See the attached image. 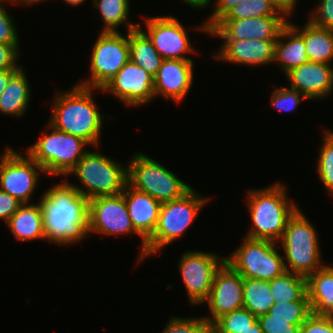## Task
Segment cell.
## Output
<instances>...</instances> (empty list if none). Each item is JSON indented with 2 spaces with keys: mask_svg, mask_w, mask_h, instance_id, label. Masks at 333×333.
Segmentation results:
<instances>
[{
  "mask_svg": "<svg viewBox=\"0 0 333 333\" xmlns=\"http://www.w3.org/2000/svg\"><path fill=\"white\" fill-rule=\"evenodd\" d=\"M275 44L276 40H223L213 58L247 67L264 66L274 62Z\"/></svg>",
  "mask_w": 333,
  "mask_h": 333,
  "instance_id": "obj_21",
  "label": "cell"
},
{
  "mask_svg": "<svg viewBox=\"0 0 333 333\" xmlns=\"http://www.w3.org/2000/svg\"><path fill=\"white\" fill-rule=\"evenodd\" d=\"M145 19L147 31L145 28L139 27L144 29L143 31L164 60H193L186 54L188 55L195 49L190 42L186 28L177 18L167 15Z\"/></svg>",
  "mask_w": 333,
  "mask_h": 333,
  "instance_id": "obj_14",
  "label": "cell"
},
{
  "mask_svg": "<svg viewBox=\"0 0 333 333\" xmlns=\"http://www.w3.org/2000/svg\"><path fill=\"white\" fill-rule=\"evenodd\" d=\"M244 237L241 245L226 257V262L243 278L271 281L286 271L276 242Z\"/></svg>",
  "mask_w": 333,
  "mask_h": 333,
  "instance_id": "obj_9",
  "label": "cell"
},
{
  "mask_svg": "<svg viewBox=\"0 0 333 333\" xmlns=\"http://www.w3.org/2000/svg\"><path fill=\"white\" fill-rule=\"evenodd\" d=\"M14 25L15 23L10 12H7L4 3H0V43L20 45L17 27Z\"/></svg>",
  "mask_w": 333,
  "mask_h": 333,
  "instance_id": "obj_39",
  "label": "cell"
},
{
  "mask_svg": "<svg viewBox=\"0 0 333 333\" xmlns=\"http://www.w3.org/2000/svg\"><path fill=\"white\" fill-rule=\"evenodd\" d=\"M91 232L108 236L139 235L131 223L123 193L88 200L87 236Z\"/></svg>",
  "mask_w": 333,
  "mask_h": 333,
  "instance_id": "obj_13",
  "label": "cell"
},
{
  "mask_svg": "<svg viewBox=\"0 0 333 333\" xmlns=\"http://www.w3.org/2000/svg\"><path fill=\"white\" fill-rule=\"evenodd\" d=\"M300 333H333V317L312 313L301 325Z\"/></svg>",
  "mask_w": 333,
  "mask_h": 333,
  "instance_id": "obj_41",
  "label": "cell"
},
{
  "mask_svg": "<svg viewBox=\"0 0 333 333\" xmlns=\"http://www.w3.org/2000/svg\"><path fill=\"white\" fill-rule=\"evenodd\" d=\"M257 321L263 333H300L301 325L305 322V320L270 319L268 313L257 317Z\"/></svg>",
  "mask_w": 333,
  "mask_h": 333,
  "instance_id": "obj_37",
  "label": "cell"
},
{
  "mask_svg": "<svg viewBox=\"0 0 333 333\" xmlns=\"http://www.w3.org/2000/svg\"><path fill=\"white\" fill-rule=\"evenodd\" d=\"M63 1H65L69 5L77 6V5H81L86 0H63Z\"/></svg>",
  "mask_w": 333,
  "mask_h": 333,
  "instance_id": "obj_49",
  "label": "cell"
},
{
  "mask_svg": "<svg viewBox=\"0 0 333 333\" xmlns=\"http://www.w3.org/2000/svg\"><path fill=\"white\" fill-rule=\"evenodd\" d=\"M312 313L333 317V267L325 264L307 277Z\"/></svg>",
  "mask_w": 333,
  "mask_h": 333,
  "instance_id": "obj_24",
  "label": "cell"
},
{
  "mask_svg": "<svg viewBox=\"0 0 333 333\" xmlns=\"http://www.w3.org/2000/svg\"><path fill=\"white\" fill-rule=\"evenodd\" d=\"M19 54V45L0 43V70L15 69L19 65Z\"/></svg>",
  "mask_w": 333,
  "mask_h": 333,
  "instance_id": "obj_42",
  "label": "cell"
},
{
  "mask_svg": "<svg viewBox=\"0 0 333 333\" xmlns=\"http://www.w3.org/2000/svg\"><path fill=\"white\" fill-rule=\"evenodd\" d=\"M100 91L116 96L125 106L144 105L155 98L154 77L129 60Z\"/></svg>",
  "mask_w": 333,
  "mask_h": 333,
  "instance_id": "obj_15",
  "label": "cell"
},
{
  "mask_svg": "<svg viewBox=\"0 0 333 333\" xmlns=\"http://www.w3.org/2000/svg\"><path fill=\"white\" fill-rule=\"evenodd\" d=\"M289 88L302 93L307 99L321 100L333 90V66L308 61L285 74Z\"/></svg>",
  "mask_w": 333,
  "mask_h": 333,
  "instance_id": "obj_19",
  "label": "cell"
},
{
  "mask_svg": "<svg viewBox=\"0 0 333 333\" xmlns=\"http://www.w3.org/2000/svg\"><path fill=\"white\" fill-rule=\"evenodd\" d=\"M129 217L135 231L141 237V250L137 262L145 259L146 241L153 235L162 203L147 193L140 192L129 184L123 190Z\"/></svg>",
  "mask_w": 333,
  "mask_h": 333,
  "instance_id": "obj_18",
  "label": "cell"
},
{
  "mask_svg": "<svg viewBox=\"0 0 333 333\" xmlns=\"http://www.w3.org/2000/svg\"><path fill=\"white\" fill-rule=\"evenodd\" d=\"M226 261L215 252L187 251L182 254L178 269L187 291L189 303L201 305L210 295L217 270Z\"/></svg>",
  "mask_w": 333,
  "mask_h": 333,
  "instance_id": "obj_12",
  "label": "cell"
},
{
  "mask_svg": "<svg viewBox=\"0 0 333 333\" xmlns=\"http://www.w3.org/2000/svg\"><path fill=\"white\" fill-rule=\"evenodd\" d=\"M317 160L318 177L327 189L333 194V131L325 130L323 142Z\"/></svg>",
  "mask_w": 333,
  "mask_h": 333,
  "instance_id": "obj_33",
  "label": "cell"
},
{
  "mask_svg": "<svg viewBox=\"0 0 333 333\" xmlns=\"http://www.w3.org/2000/svg\"><path fill=\"white\" fill-rule=\"evenodd\" d=\"M305 99L307 98L297 90L280 86L272 91L270 105L279 111L290 112Z\"/></svg>",
  "mask_w": 333,
  "mask_h": 333,
  "instance_id": "obj_36",
  "label": "cell"
},
{
  "mask_svg": "<svg viewBox=\"0 0 333 333\" xmlns=\"http://www.w3.org/2000/svg\"><path fill=\"white\" fill-rule=\"evenodd\" d=\"M317 4L308 21L319 28L333 30V0H319Z\"/></svg>",
  "mask_w": 333,
  "mask_h": 333,
  "instance_id": "obj_38",
  "label": "cell"
},
{
  "mask_svg": "<svg viewBox=\"0 0 333 333\" xmlns=\"http://www.w3.org/2000/svg\"><path fill=\"white\" fill-rule=\"evenodd\" d=\"M242 333H263L262 332V328L260 327V324L258 321H256L255 323H253L249 329H247L246 331L242 332Z\"/></svg>",
  "mask_w": 333,
  "mask_h": 333,
  "instance_id": "obj_47",
  "label": "cell"
},
{
  "mask_svg": "<svg viewBox=\"0 0 333 333\" xmlns=\"http://www.w3.org/2000/svg\"><path fill=\"white\" fill-rule=\"evenodd\" d=\"M216 1V2H215ZM214 11L200 27H196L199 31L209 34V31L239 2L242 0H215Z\"/></svg>",
  "mask_w": 333,
  "mask_h": 333,
  "instance_id": "obj_40",
  "label": "cell"
},
{
  "mask_svg": "<svg viewBox=\"0 0 333 333\" xmlns=\"http://www.w3.org/2000/svg\"><path fill=\"white\" fill-rule=\"evenodd\" d=\"M278 243L285 254L283 258L286 271L298 273L307 278L325 265L320 258L317 231L300 209L288 220Z\"/></svg>",
  "mask_w": 333,
  "mask_h": 333,
  "instance_id": "obj_4",
  "label": "cell"
},
{
  "mask_svg": "<svg viewBox=\"0 0 333 333\" xmlns=\"http://www.w3.org/2000/svg\"><path fill=\"white\" fill-rule=\"evenodd\" d=\"M212 2V0H203V8L205 9L208 6H211L210 3Z\"/></svg>",
  "mask_w": 333,
  "mask_h": 333,
  "instance_id": "obj_50",
  "label": "cell"
},
{
  "mask_svg": "<svg viewBox=\"0 0 333 333\" xmlns=\"http://www.w3.org/2000/svg\"><path fill=\"white\" fill-rule=\"evenodd\" d=\"M46 126L48 134L46 132L42 134L26 153L44 169L46 174L66 177L88 151L84 147L90 145L85 140L60 131L49 123Z\"/></svg>",
  "mask_w": 333,
  "mask_h": 333,
  "instance_id": "obj_7",
  "label": "cell"
},
{
  "mask_svg": "<svg viewBox=\"0 0 333 333\" xmlns=\"http://www.w3.org/2000/svg\"><path fill=\"white\" fill-rule=\"evenodd\" d=\"M129 48L130 60L155 77L164 59L139 26L129 31Z\"/></svg>",
  "mask_w": 333,
  "mask_h": 333,
  "instance_id": "obj_27",
  "label": "cell"
},
{
  "mask_svg": "<svg viewBox=\"0 0 333 333\" xmlns=\"http://www.w3.org/2000/svg\"><path fill=\"white\" fill-rule=\"evenodd\" d=\"M268 314L270 319L306 320L311 314L310 301L274 303Z\"/></svg>",
  "mask_w": 333,
  "mask_h": 333,
  "instance_id": "obj_34",
  "label": "cell"
},
{
  "mask_svg": "<svg viewBox=\"0 0 333 333\" xmlns=\"http://www.w3.org/2000/svg\"><path fill=\"white\" fill-rule=\"evenodd\" d=\"M210 325L204 316L200 318L172 317L161 333H209Z\"/></svg>",
  "mask_w": 333,
  "mask_h": 333,
  "instance_id": "obj_35",
  "label": "cell"
},
{
  "mask_svg": "<svg viewBox=\"0 0 333 333\" xmlns=\"http://www.w3.org/2000/svg\"><path fill=\"white\" fill-rule=\"evenodd\" d=\"M192 8L203 9V0H181Z\"/></svg>",
  "mask_w": 333,
  "mask_h": 333,
  "instance_id": "obj_46",
  "label": "cell"
},
{
  "mask_svg": "<svg viewBox=\"0 0 333 333\" xmlns=\"http://www.w3.org/2000/svg\"><path fill=\"white\" fill-rule=\"evenodd\" d=\"M127 166L128 184L161 203L181 198L192 188L144 153H135Z\"/></svg>",
  "mask_w": 333,
  "mask_h": 333,
  "instance_id": "obj_8",
  "label": "cell"
},
{
  "mask_svg": "<svg viewBox=\"0 0 333 333\" xmlns=\"http://www.w3.org/2000/svg\"><path fill=\"white\" fill-rule=\"evenodd\" d=\"M276 3L281 10H283L288 16L292 17V14L297 6V0H272Z\"/></svg>",
  "mask_w": 333,
  "mask_h": 333,
  "instance_id": "obj_45",
  "label": "cell"
},
{
  "mask_svg": "<svg viewBox=\"0 0 333 333\" xmlns=\"http://www.w3.org/2000/svg\"><path fill=\"white\" fill-rule=\"evenodd\" d=\"M262 16H288L272 0H242L222 19H245Z\"/></svg>",
  "mask_w": 333,
  "mask_h": 333,
  "instance_id": "obj_31",
  "label": "cell"
},
{
  "mask_svg": "<svg viewBox=\"0 0 333 333\" xmlns=\"http://www.w3.org/2000/svg\"><path fill=\"white\" fill-rule=\"evenodd\" d=\"M308 61L303 37L287 23L276 40L274 63L280 66L285 75Z\"/></svg>",
  "mask_w": 333,
  "mask_h": 333,
  "instance_id": "obj_22",
  "label": "cell"
},
{
  "mask_svg": "<svg viewBox=\"0 0 333 333\" xmlns=\"http://www.w3.org/2000/svg\"><path fill=\"white\" fill-rule=\"evenodd\" d=\"M25 70L20 68L7 84L0 96V113L21 117L26 113L30 102V87Z\"/></svg>",
  "mask_w": 333,
  "mask_h": 333,
  "instance_id": "obj_26",
  "label": "cell"
},
{
  "mask_svg": "<svg viewBox=\"0 0 333 333\" xmlns=\"http://www.w3.org/2000/svg\"><path fill=\"white\" fill-rule=\"evenodd\" d=\"M208 200L191 188L181 198L162 203L156 229L146 241L145 258L178 240Z\"/></svg>",
  "mask_w": 333,
  "mask_h": 333,
  "instance_id": "obj_6",
  "label": "cell"
},
{
  "mask_svg": "<svg viewBox=\"0 0 333 333\" xmlns=\"http://www.w3.org/2000/svg\"><path fill=\"white\" fill-rule=\"evenodd\" d=\"M92 2L101 14L100 19L104 24L102 32H118V27L125 25L124 23H126V32L140 26L139 23H133L129 19V0H92Z\"/></svg>",
  "mask_w": 333,
  "mask_h": 333,
  "instance_id": "obj_29",
  "label": "cell"
},
{
  "mask_svg": "<svg viewBox=\"0 0 333 333\" xmlns=\"http://www.w3.org/2000/svg\"><path fill=\"white\" fill-rule=\"evenodd\" d=\"M257 321V317L244 307L219 317L209 333H242Z\"/></svg>",
  "mask_w": 333,
  "mask_h": 333,
  "instance_id": "obj_32",
  "label": "cell"
},
{
  "mask_svg": "<svg viewBox=\"0 0 333 333\" xmlns=\"http://www.w3.org/2000/svg\"><path fill=\"white\" fill-rule=\"evenodd\" d=\"M6 2H7V3H8V2H9V3H12V0H0V3H4V4H5Z\"/></svg>",
  "mask_w": 333,
  "mask_h": 333,
  "instance_id": "obj_51",
  "label": "cell"
},
{
  "mask_svg": "<svg viewBox=\"0 0 333 333\" xmlns=\"http://www.w3.org/2000/svg\"><path fill=\"white\" fill-rule=\"evenodd\" d=\"M289 16H262L245 19H221L209 35L223 40H277Z\"/></svg>",
  "mask_w": 333,
  "mask_h": 333,
  "instance_id": "obj_17",
  "label": "cell"
},
{
  "mask_svg": "<svg viewBox=\"0 0 333 333\" xmlns=\"http://www.w3.org/2000/svg\"><path fill=\"white\" fill-rule=\"evenodd\" d=\"M46 240L72 245L85 239L88 228V199L67 181L49 188L40 199Z\"/></svg>",
  "mask_w": 333,
  "mask_h": 333,
  "instance_id": "obj_1",
  "label": "cell"
},
{
  "mask_svg": "<svg viewBox=\"0 0 333 333\" xmlns=\"http://www.w3.org/2000/svg\"><path fill=\"white\" fill-rule=\"evenodd\" d=\"M22 205L15 197L0 190V219L5 223Z\"/></svg>",
  "mask_w": 333,
  "mask_h": 333,
  "instance_id": "obj_43",
  "label": "cell"
},
{
  "mask_svg": "<svg viewBox=\"0 0 333 333\" xmlns=\"http://www.w3.org/2000/svg\"><path fill=\"white\" fill-rule=\"evenodd\" d=\"M269 287L275 303L291 301H309L307 278L289 271L269 281Z\"/></svg>",
  "mask_w": 333,
  "mask_h": 333,
  "instance_id": "obj_28",
  "label": "cell"
},
{
  "mask_svg": "<svg viewBox=\"0 0 333 333\" xmlns=\"http://www.w3.org/2000/svg\"><path fill=\"white\" fill-rule=\"evenodd\" d=\"M47 1V0H12V4L17 5V3L23 4V5H33V4H37V3H41V2Z\"/></svg>",
  "mask_w": 333,
  "mask_h": 333,
  "instance_id": "obj_48",
  "label": "cell"
},
{
  "mask_svg": "<svg viewBox=\"0 0 333 333\" xmlns=\"http://www.w3.org/2000/svg\"><path fill=\"white\" fill-rule=\"evenodd\" d=\"M269 281L243 278V307L256 317L267 314L274 305Z\"/></svg>",
  "mask_w": 333,
  "mask_h": 333,
  "instance_id": "obj_30",
  "label": "cell"
},
{
  "mask_svg": "<svg viewBox=\"0 0 333 333\" xmlns=\"http://www.w3.org/2000/svg\"><path fill=\"white\" fill-rule=\"evenodd\" d=\"M285 188L277 181L263 189H249L246 205L252 226L246 237L276 243L281 240L288 220L299 208L290 202Z\"/></svg>",
  "mask_w": 333,
  "mask_h": 333,
  "instance_id": "obj_3",
  "label": "cell"
},
{
  "mask_svg": "<svg viewBox=\"0 0 333 333\" xmlns=\"http://www.w3.org/2000/svg\"><path fill=\"white\" fill-rule=\"evenodd\" d=\"M288 23L303 37L308 60L312 62L332 64L333 30L319 28L307 20L300 28L288 20ZM332 60V61H331Z\"/></svg>",
  "mask_w": 333,
  "mask_h": 333,
  "instance_id": "obj_25",
  "label": "cell"
},
{
  "mask_svg": "<svg viewBox=\"0 0 333 333\" xmlns=\"http://www.w3.org/2000/svg\"><path fill=\"white\" fill-rule=\"evenodd\" d=\"M73 173L83 187L70 183L80 194L88 200L98 196L118 195L128 184V166L109 158L104 154L87 151L69 172Z\"/></svg>",
  "mask_w": 333,
  "mask_h": 333,
  "instance_id": "obj_5",
  "label": "cell"
},
{
  "mask_svg": "<svg viewBox=\"0 0 333 333\" xmlns=\"http://www.w3.org/2000/svg\"><path fill=\"white\" fill-rule=\"evenodd\" d=\"M18 241L46 239L41 204H22L5 223Z\"/></svg>",
  "mask_w": 333,
  "mask_h": 333,
  "instance_id": "obj_23",
  "label": "cell"
},
{
  "mask_svg": "<svg viewBox=\"0 0 333 333\" xmlns=\"http://www.w3.org/2000/svg\"><path fill=\"white\" fill-rule=\"evenodd\" d=\"M193 60H163L154 77V95L181 102L193 84Z\"/></svg>",
  "mask_w": 333,
  "mask_h": 333,
  "instance_id": "obj_20",
  "label": "cell"
},
{
  "mask_svg": "<svg viewBox=\"0 0 333 333\" xmlns=\"http://www.w3.org/2000/svg\"><path fill=\"white\" fill-rule=\"evenodd\" d=\"M23 156L6 147L0 156V190L15 197L22 204H29L38 185V172L44 169L27 153Z\"/></svg>",
  "mask_w": 333,
  "mask_h": 333,
  "instance_id": "obj_11",
  "label": "cell"
},
{
  "mask_svg": "<svg viewBox=\"0 0 333 333\" xmlns=\"http://www.w3.org/2000/svg\"><path fill=\"white\" fill-rule=\"evenodd\" d=\"M91 76L78 85L96 90L103 89L107 83L130 60L129 32H101L92 48L90 56Z\"/></svg>",
  "mask_w": 333,
  "mask_h": 333,
  "instance_id": "obj_10",
  "label": "cell"
},
{
  "mask_svg": "<svg viewBox=\"0 0 333 333\" xmlns=\"http://www.w3.org/2000/svg\"><path fill=\"white\" fill-rule=\"evenodd\" d=\"M206 302L210 315L204 318L210 326L219 317L243 307V277L228 262L217 270Z\"/></svg>",
  "mask_w": 333,
  "mask_h": 333,
  "instance_id": "obj_16",
  "label": "cell"
},
{
  "mask_svg": "<svg viewBox=\"0 0 333 333\" xmlns=\"http://www.w3.org/2000/svg\"><path fill=\"white\" fill-rule=\"evenodd\" d=\"M21 68L20 64L15 69L0 70V96L7 87L12 76Z\"/></svg>",
  "mask_w": 333,
  "mask_h": 333,
  "instance_id": "obj_44",
  "label": "cell"
},
{
  "mask_svg": "<svg viewBox=\"0 0 333 333\" xmlns=\"http://www.w3.org/2000/svg\"><path fill=\"white\" fill-rule=\"evenodd\" d=\"M95 88L75 84L68 91H58L52 101L48 123L56 129L98 146L102 130V115L93 98Z\"/></svg>",
  "mask_w": 333,
  "mask_h": 333,
  "instance_id": "obj_2",
  "label": "cell"
}]
</instances>
